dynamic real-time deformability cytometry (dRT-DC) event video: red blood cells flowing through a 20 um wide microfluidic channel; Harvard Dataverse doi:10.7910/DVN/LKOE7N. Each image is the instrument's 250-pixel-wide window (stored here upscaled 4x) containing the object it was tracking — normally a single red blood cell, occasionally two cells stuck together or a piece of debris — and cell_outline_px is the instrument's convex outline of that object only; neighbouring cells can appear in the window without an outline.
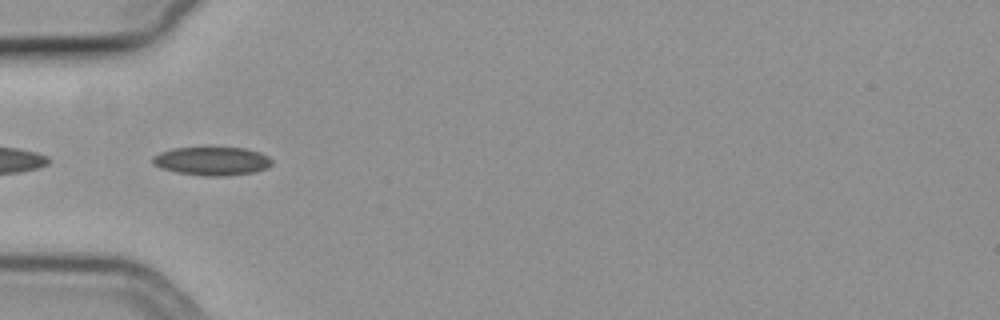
{"species": "common noctule bat (a hibernating species)", "species_latin": "Nyctalus noctula", "temperature_condition": "cold", "stored_images_in_passage": 7, "camera_frame_rate_fps": 3000, "um_per_image_px": 0.085, "animal": {"sex": "female", "body_mass_g": 19.3, "forearm_length_mm": 54.1}, "frame": {"image": 1, "passage_image": 3, "time_ms": 0.667, "image_size_px": [1000, 320], "cell_outline_px": [[272, 164], [268, 168], [256, 172], [228, 176], [204, 176], [176, 172], [160, 168], [152, 164], [152, 156], [160, 152], [172, 148], [208, 144], [244, 148], [260, 152], [268, 156], [272, 160]], "centroid_in_image_um": [18.0, 13.64], "position_along_channel_um": 67.0, "area_um2": 21.04}}